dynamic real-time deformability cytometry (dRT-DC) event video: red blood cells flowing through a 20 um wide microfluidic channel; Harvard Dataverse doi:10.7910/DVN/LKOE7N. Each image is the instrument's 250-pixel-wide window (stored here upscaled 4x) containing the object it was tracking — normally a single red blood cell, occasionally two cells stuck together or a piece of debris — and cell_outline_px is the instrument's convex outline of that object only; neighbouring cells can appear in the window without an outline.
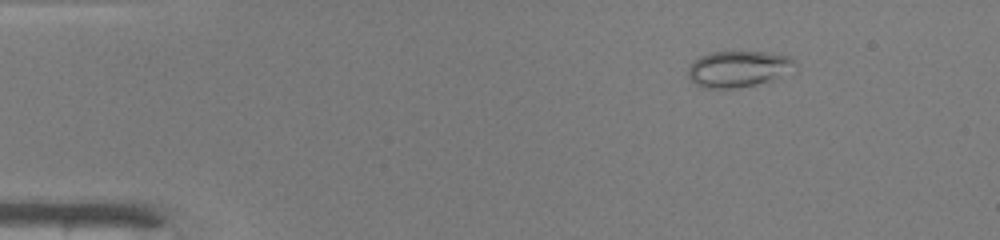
{"species": "common noctule bat (a hibernating species)", "species_latin": "Nyctalus noctula", "temperature_condition": "warm", "stored_images_in_passage": 43, "camera_frame_rate_fps": 3000, "um_per_image_px": 0.085, "animal": {"sex": "male", "body_mass_g": 19.0, "forearm_length_mm": 50.8}, "frame": {"image": 1, "passage_image": 2, "time_ms": 0.333, "image_size_px": [1000, 240], "cell_outline_px": [[796, 72], [756, 84], [732, 88], [704, 88], [696, 84], [688, 76], [688, 68], [692, 60], [700, 56], [712, 52], [768, 52], [792, 56], [796, 60]], "centroid_in_image_um": [62.82, 5.84], "position_along_channel_um": 22.2, "area_um2": 22.89}}
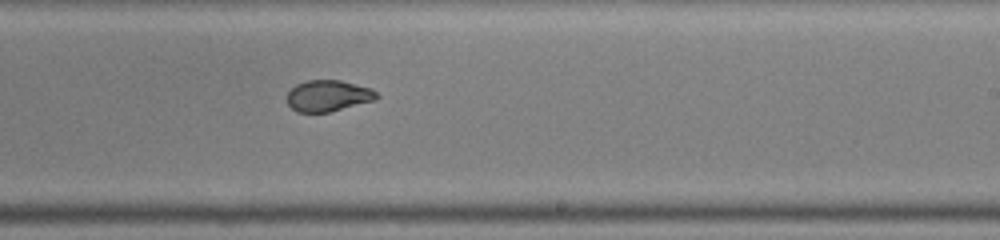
{"frame": {"image": 2, "passage_image": 25, "time_ms": 8.0, "image_size_px": [1000, 240], "cell_outline_px": [[380, 96], [376, 100], [328, 112], [296, 112], [288, 104], [288, 92], [296, 84], [308, 80], [340, 80], [372, 88]], "centroid_in_image_um": [27.92, 8.14], "position_along_channel_um": 261.1, "area_um2": 16.3}}
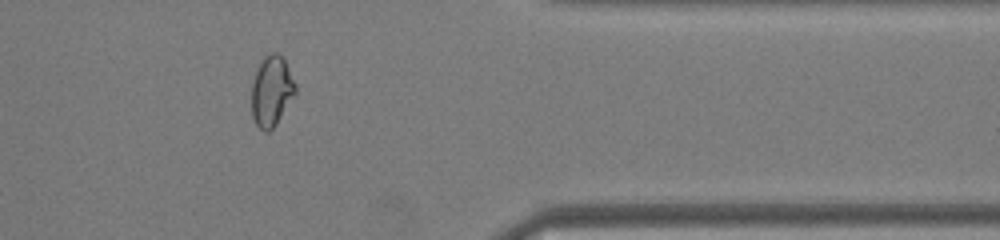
{"frame": {"image": 3, "passage_image": 35, "time_ms": 11.333, "image_size_px": [1000, 240], "cell_outline_px": [[296, 92], [276, 124], [268, 132], [264, 132], [256, 124], [252, 116], [252, 84], [256, 72], [264, 56], [268, 52], [276, 52], [284, 60], [296, 84]], "centroid_in_image_um": [23.08, 7.74], "position_along_channel_um": 388.3, "area_um2": 17.69}, "authors_computed_cell_mechanics": {"area_um2": 18.0336, "velocity_mm_per_s": 4.2444, "shape_relaxation_time_tau1_ms": null, "shape_relaxation_time_tau2_ms": 0.5986, "deformation_change_tau1": null, "deformation_change_tau2": 0.0567}}